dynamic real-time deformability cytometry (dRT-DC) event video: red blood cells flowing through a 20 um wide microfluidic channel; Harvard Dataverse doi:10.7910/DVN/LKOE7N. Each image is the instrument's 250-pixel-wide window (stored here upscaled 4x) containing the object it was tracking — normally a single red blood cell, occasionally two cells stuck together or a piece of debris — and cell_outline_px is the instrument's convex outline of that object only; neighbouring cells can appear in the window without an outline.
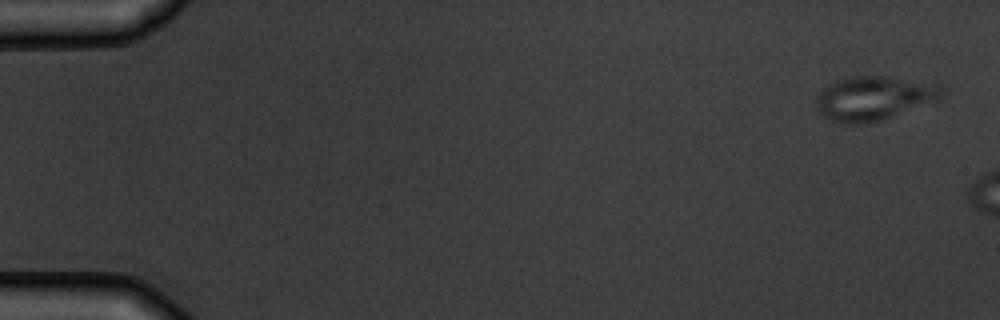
{"species": "common noctule bat (a hibernating species)", "species_latin": "Nyctalus noctula", "temperature_condition": "warm", "stored_images_in_passage": 7, "camera_frame_rate_fps": 3000, "um_per_image_px": 0.085, "animal": {"sex": "male", "body_mass_g": 19.5, "forearm_length_mm": 54.6}, "frame": {"image": 1, "passage_image": 1, "time_ms": 0.0, "image_size_px": [1000, 320], "cell_outline_px": [[944, 96], [940, 100], [880, 120], [864, 124], [840, 124], [824, 116], [816, 108], [816, 96], [824, 88], [836, 80], [852, 76], [888, 76], [936, 84], [944, 88]], "centroid_in_image_um": [74.29, 8.35], "position_along_channel_um": 10.7, "area_um2": 32.37}}